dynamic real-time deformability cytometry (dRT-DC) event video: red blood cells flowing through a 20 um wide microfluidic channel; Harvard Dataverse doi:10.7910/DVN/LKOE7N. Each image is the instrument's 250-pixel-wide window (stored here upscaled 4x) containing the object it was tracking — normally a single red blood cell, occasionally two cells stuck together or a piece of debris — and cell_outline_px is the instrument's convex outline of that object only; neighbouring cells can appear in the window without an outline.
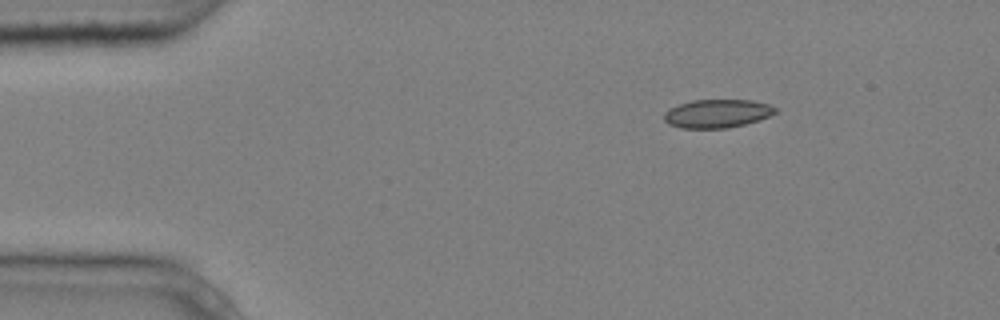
{"species": "common noctule bat (a hibernating species)", "species_latin": "Nyctalus noctula", "temperature_condition": "cold", "stored_images_in_passage": 4, "segment_of_instrument_passage": [1, 2], "camera_frame_rate_fps": 3000, "um_per_image_px": 0.085, "animal": {"sex": "male", "body_mass_g": 20.4}, "frame": {"image": 1, "passage_image": 1, "time_ms": 0.0, "image_size_px": [1000, 320], "cell_outline_px": [[776, 112], [768, 116], [744, 124], [728, 128], [680, 128], [668, 124], [664, 120], [664, 112], [668, 108], [692, 100], [752, 100], [768, 104], [776, 108]], "centroid_in_image_um": [60.91, 9.65], "position_along_channel_um": 24.1, "area_um2": 18.32}}